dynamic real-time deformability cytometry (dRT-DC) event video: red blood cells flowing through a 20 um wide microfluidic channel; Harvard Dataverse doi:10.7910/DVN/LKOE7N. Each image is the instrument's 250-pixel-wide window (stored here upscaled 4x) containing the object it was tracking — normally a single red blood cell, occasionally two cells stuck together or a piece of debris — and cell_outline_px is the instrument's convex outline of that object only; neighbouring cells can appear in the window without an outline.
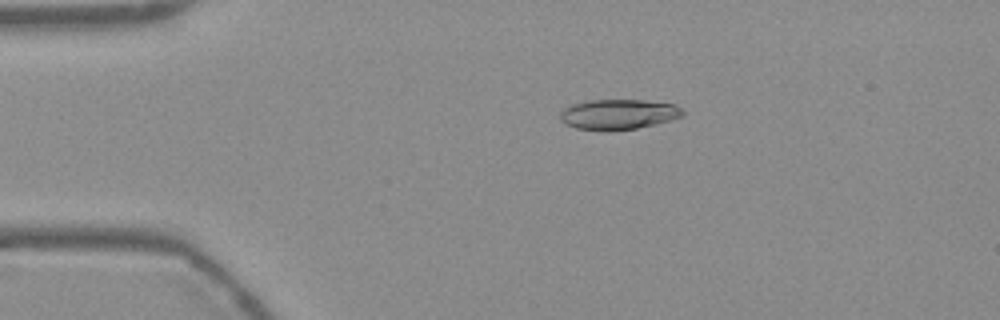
{"species": "Egyptian fruit bat (a non-hibernating species)", "species_latin": "Rousettus aegyptiacus", "temperature_condition": "warm", "stored_images_in_passage": 46, "camera_frame_rate_fps": 3000, "um_per_image_px": 0.085, "frame": {"image": 1, "passage_image": 3, "time_ms": 0.667, "image_size_px": [1000, 320], "cell_outline_px": [[684, 112], [680, 116], [656, 124], [636, 128], [608, 132], [576, 128], [560, 120], [560, 112], [564, 108], [572, 104], [588, 100], [644, 100], [676, 104]], "centroid_in_image_um": [52.53, 9.72], "position_along_channel_um": 32.5, "area_um2": 21.62}}
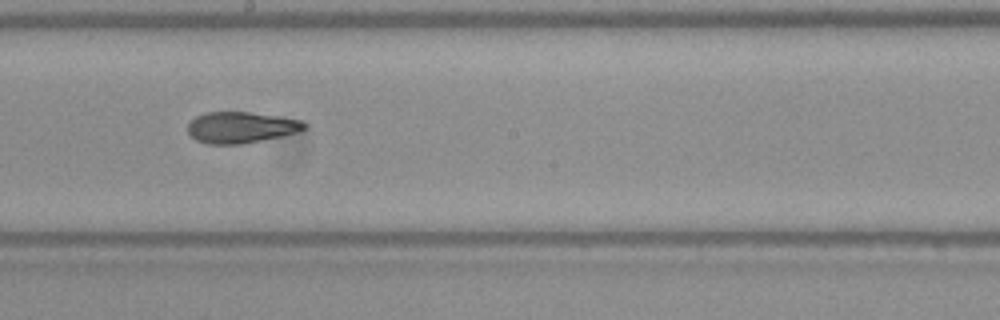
{"frame": {"image": 2, "passage_image": 22, "time_ms": 7.0, "image_size_px": [1000, 320], "cell_outline_px": [[308, 124], [304, 128], [296, 132], [280, 136], [240, 144], [208, 144], [196, 140], [188, 132], [188, 124], [196, 116], [204, 112], [248, 112], [276, 116], [300, 120]], "centroid_in_image_um": [20.44, 10.82], "position_along_channel_um": 227.8, "area_um2": 20.87}}
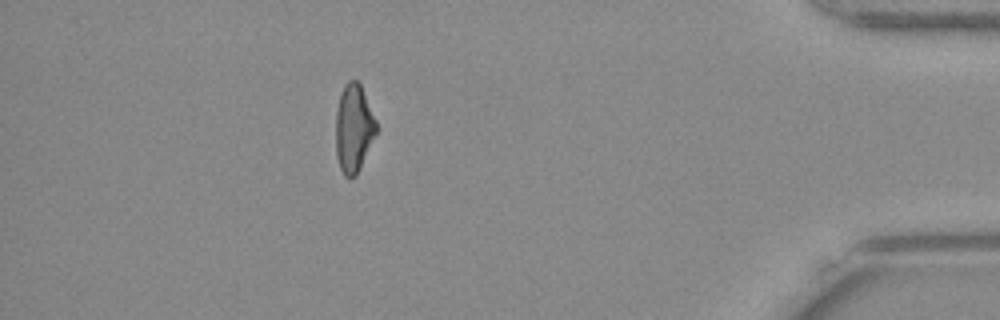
{"frame": {"image": 3, "passage_image": 40, "time_ms": 13.0, "image_size_px": [1000, 320], "cell_outline_px": [[380, 128], [356, 176], [344, 176], [340, 168], [336, 156], [336, 112], [340, 96], [344, 84], [348, 80], [356, 80], [360, 84]], "centroid_in_image_um": [30.09, 10.91], "position_along_channel_um": 405.1, "area_um2": 20.98}, "authors_computed_cell_mechanics": {"area_um2": 21.4438, "velocity_mm_per_s": 3.7829, "shape_relaxation_time_tau1_ms": null, "shape_relaxation_time_tau2_ms": 2.053, "deformation_change_tau1": null, "deformation_change_tau2": 0.0814}}